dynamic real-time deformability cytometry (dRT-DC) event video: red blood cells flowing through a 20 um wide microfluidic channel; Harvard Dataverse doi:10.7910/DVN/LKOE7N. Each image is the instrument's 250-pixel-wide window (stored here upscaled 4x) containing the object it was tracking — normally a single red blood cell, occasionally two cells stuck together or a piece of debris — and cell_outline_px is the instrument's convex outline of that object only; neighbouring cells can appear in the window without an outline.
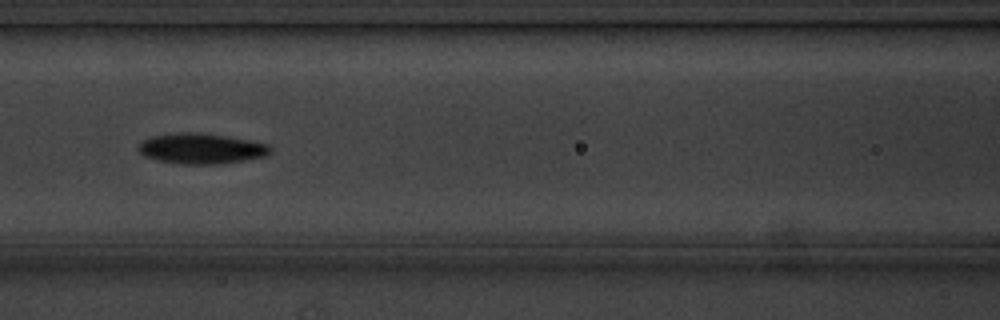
{"species": "common noctule bat (a hibernating species)", "species_latin": "Nyctalus noctula", "temperature_condition": "cold", "stored_images_in_passage": 7, "camera_frame_rate_fps": 3000, "um_per_image_px": 0.085, "animal": {"sex": "male", "body_mass_g": 20.1, "forearm_length_mm": 53.5}, "frame": {"image": 1, "passage_image": 7, "time_ms": 7.0, "image_size_px": [1000, 320], "cell_outline_px": [[272, 148], [264, 156], [244, 160], [220, 164], [180, 164], [156, 160], [144, 156], [140, 152], [140, 144], [148, 136], [172, 132], [200, 132], [228, 136], [268, 144]], "centroid_in_image_um": [17.06, 12.61], "position_along_channel_um": 149.5, "area_um2": 23.52}}